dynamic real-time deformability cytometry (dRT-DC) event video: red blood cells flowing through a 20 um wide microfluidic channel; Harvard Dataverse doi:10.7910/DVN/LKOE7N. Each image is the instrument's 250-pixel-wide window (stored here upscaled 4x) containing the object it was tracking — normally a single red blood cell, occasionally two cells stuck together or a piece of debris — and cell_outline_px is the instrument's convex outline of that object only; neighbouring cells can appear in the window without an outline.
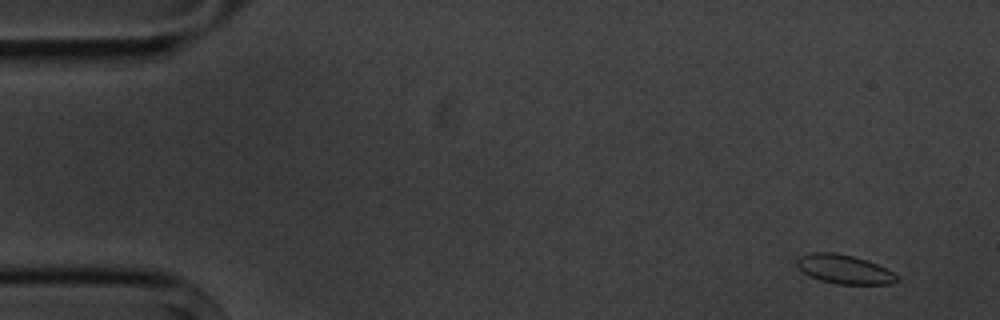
{"species": "common noctule bat (a hibernating species)", "species_latin": "Nyctalus noctula", "temperature_condition": "cold", "stored_images_in_passage": 5, "camera_frame_rate_fps": 3000, "um_per_image_px": 0.085, "animal": {"sex": "male", "body_mass_g": 20.1, "forearm_length_mm": 53.5}, "frame": {"image": 1, "passage_image": 1, "time_ms": 0.0, "image_size_px": [1000, 320], "cell_outline_px": [[900, 280], [892, 284], [836, 284], [820, 280], [808, 276], [796, 264], [796, 260], [800, 256], [812, 252], [836, 252], [852, 256], [876, 264], [892, 272]], "centroid_in_image_um": [71.73, 22.89], "position_along_channel_um": 13.3, "area_um2": 16.76}}
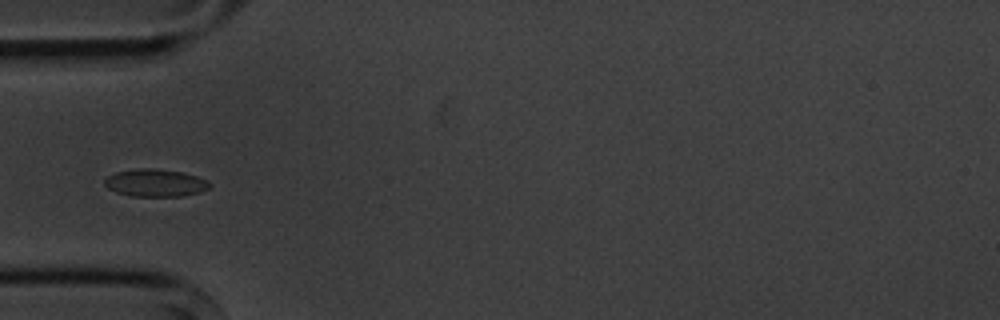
{"frame": {"image": 2, "passage_image": 5, "time_ms": 4.667, "image_size_px": [1000, 320], "cell_outline_px": [[212, 184], [208, 188], [200, 192], [180, 196], [132, 196], [116, 192], [108, 188], [104, 184], [104, 180], [108, 176], [116, 172], [136, 168], [156, 168], [184, 172], [208, 180]], "centroid_in_image_um": [13.21, 15.53], "position_along_channel_um": 71.8, "area_um2": 16.94}}